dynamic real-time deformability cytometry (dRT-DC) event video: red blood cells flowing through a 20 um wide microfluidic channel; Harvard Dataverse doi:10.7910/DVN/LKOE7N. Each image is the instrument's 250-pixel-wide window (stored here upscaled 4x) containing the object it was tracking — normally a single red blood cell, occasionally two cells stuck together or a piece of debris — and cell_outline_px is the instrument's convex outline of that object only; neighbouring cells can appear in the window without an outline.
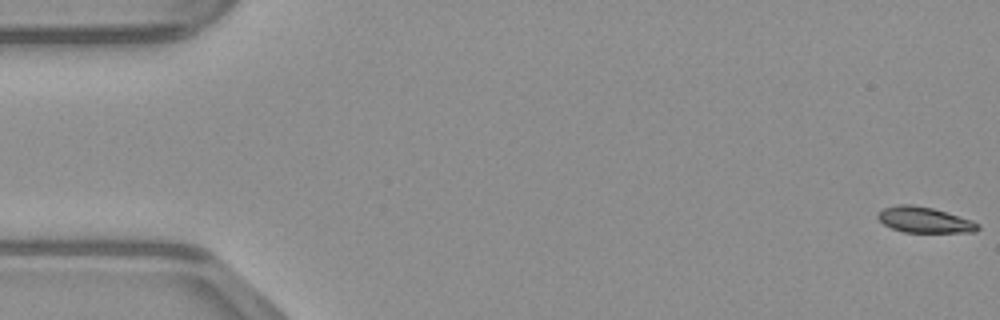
{"species": "common noctule bat (a hibernating species)", "species_latin": "Nyctalus noctula", "temperature_condition": "warm", "stored_images_in_passage": 49, "camera_frame_rate_fps": 3000, "um_per_image_px": 0.085, "animal": {"sex": "male", "body_mass_g": 23.1, "forearm_length_mm": 52.7}, "frame": {"image": 1, "passage_image": 1, "time_ms": 0.0, "image_size_px": [1000, 320], "cell_outline_px": [[980, 228], [976, 232], [904, 232], [892, 228], [884, 224], [876, 216], [876, 212], [884, 208], [896, 204], [912, 204], [932, 208], [972, 220], [980, 224]], "centroid_in_image_um": [78.56, 18.68], "position_along_channel_um": 6.4, "area_um2": 15.03}}
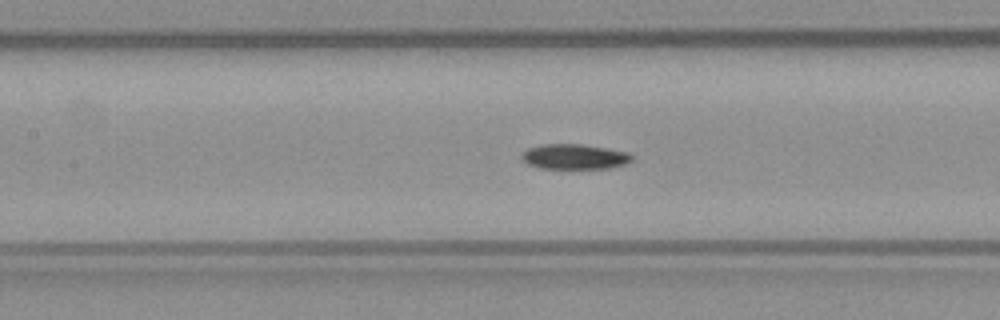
{"frame": {"image": 2, "passage_image": 22, "time_ms": 7.0, "image_size_px": [1000, 320], "cell_outline_px": [[632, 160], [624, 164], [608, 168], [540, 168], [528, 164], [520, 156], [528, 148], [544, 144], [584, 144], [608, 148], [628, 152], [632, 156]], "centroid_in_image_um": [48.84, 13.31], "position_along_channel_um": 158.6, "area_um2": 16.01}}
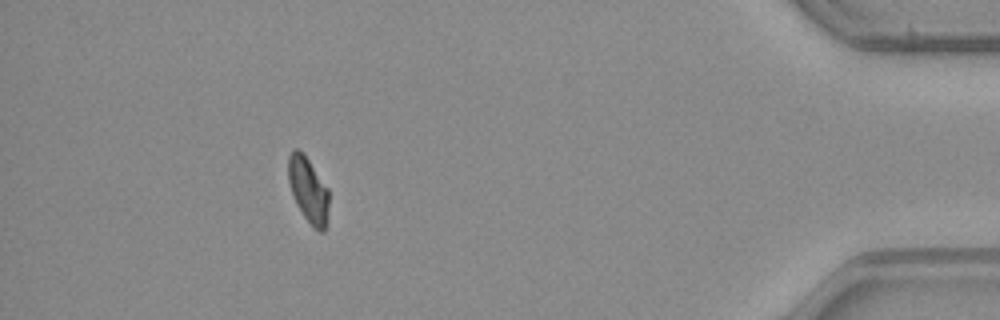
{"frame": {"image": 3, "passage_image": 44, "time_ms": 14.333, "image_size_px": [1000, 320], "cell_outline_px": [[328, 224], [324, 232], [320, 232], [312, 228], [296, 204], [288, 180], [288, 156], [292, 148], [296, 148], [308, 160], [328, 188]], "centroid_in_image_um": [26.21, 16.2], "position_along_channel_um": 409.0, "area_um2": 15.49}}